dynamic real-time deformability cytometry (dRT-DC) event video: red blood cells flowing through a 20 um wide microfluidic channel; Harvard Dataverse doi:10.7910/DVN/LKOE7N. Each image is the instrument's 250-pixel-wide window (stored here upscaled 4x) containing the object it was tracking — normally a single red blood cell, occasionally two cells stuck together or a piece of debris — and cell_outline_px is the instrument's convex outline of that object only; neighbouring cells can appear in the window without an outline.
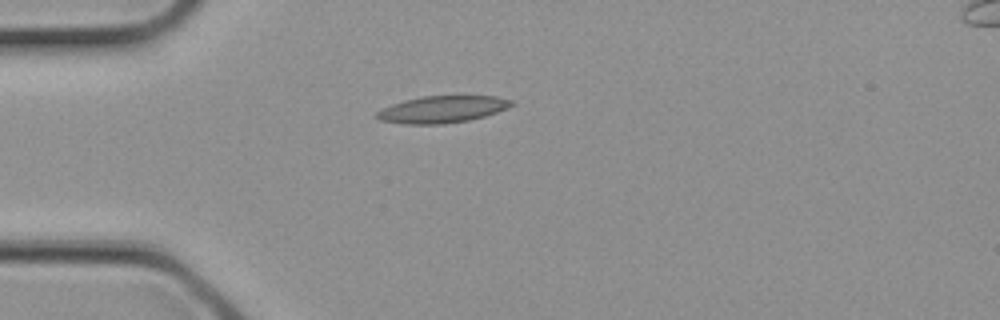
{"species": "common noctule bat (a hibernating species)", "species_latin": "Nyctalus noctula", "temperature_condition": "cold", "stored_images_in_passage": 3, "camera_frame_rate_fps": 3000, "um_per_image_px": 0.085, "animal": {"sex": "female", "body_mass_g": 21.9}, "frame": {"image": 1, "passage_image": 3, "time_ms": 0.667, "image_size_px": [1000, 320], "cell_outline_px": [[516, 104], [508, 108], [484, 116], [468, 120], [440, 124], [408, 124], [380, 120], [376, 116], [376, 112], [380, 108], [404, 100], [420, 96], [496, 96], [516, 100]], "centroid_in_image_um": [37.62, 9.28], "position_along_channel_um": 47.4, "area_um2": 21.21}}